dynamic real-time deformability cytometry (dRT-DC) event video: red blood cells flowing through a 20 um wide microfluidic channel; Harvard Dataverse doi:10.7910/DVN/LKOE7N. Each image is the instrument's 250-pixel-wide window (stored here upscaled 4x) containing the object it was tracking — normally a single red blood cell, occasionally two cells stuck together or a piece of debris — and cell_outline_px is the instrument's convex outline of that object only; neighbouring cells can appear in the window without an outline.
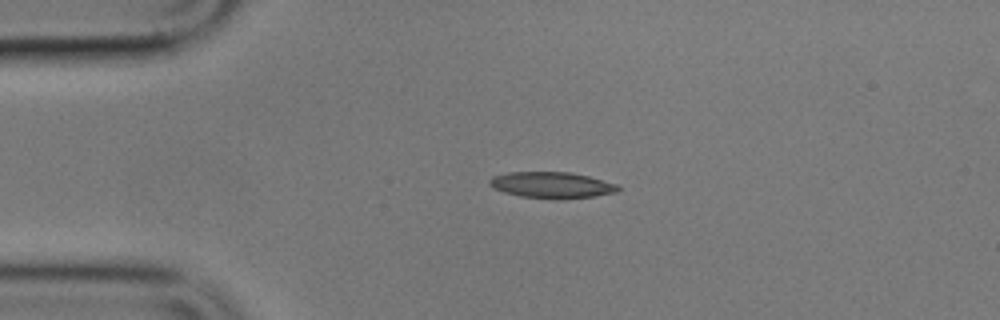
{"species": "common noctule bat (a hibernating species)", "species_latin": "Nyctalus noctula", "temperature_condition": "cold", "stored_images_in_passage": 1, "camera_frame_rate_fps": 3000, "um_per_image_px": 0.085, "animal": {"sex": "male", "body_mass_g": 17.9}, "frame": {"image": 1, "passage_image": 1, "time_ms": 0.0, "image_size_px": [1000, 320], "cell_outline_px": [[620, 188], [616, 192], [596, 196], [560, 200], [556, 200], [520, 196], [504, 192], [492, 188], [488, 184], [488, 180], [492, 176], [508, 172], [568, 172], [588, 176], [616, 184]], "centroid_in_image_um": [46.85, 15.74], "position_along_channel_um": 38.1, "area_um2": 19.83}}